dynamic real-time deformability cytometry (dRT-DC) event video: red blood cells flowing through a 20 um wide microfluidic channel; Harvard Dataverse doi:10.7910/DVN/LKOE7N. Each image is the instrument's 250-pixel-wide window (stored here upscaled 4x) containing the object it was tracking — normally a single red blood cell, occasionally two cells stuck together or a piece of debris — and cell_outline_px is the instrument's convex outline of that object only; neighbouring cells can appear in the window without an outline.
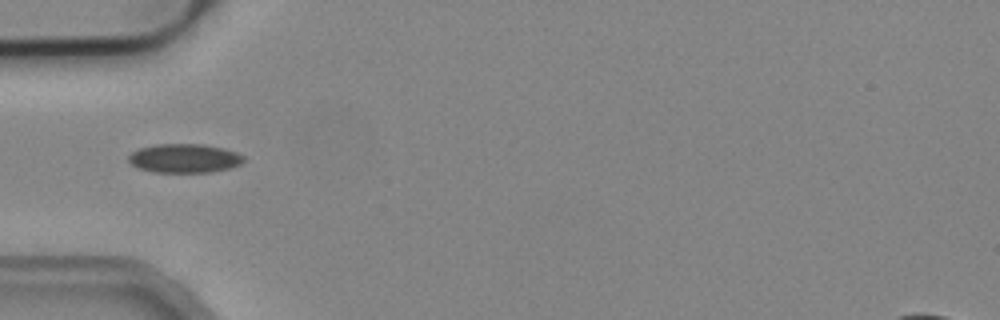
{"species": "common noctule bat (a hibernating species)", "species_latin": "Nyctalus noctula", "temperature_condition": "cold", "stored_images_in_passage": 37, "camera_frame_rate_fps": 3000, "um_per_image_px": 0.085, "animal": {"sex": "male", "body_mass_g": 19.2, "forearm_length_mm": 51.8}, "frame": {"image": 1, "passage_image": 1, "time_ms": 0.0, "image_size_px": [1000, 320], "cell_outline_px": [[244, 160], [240, 164], [228, 168], [212, 172], [152, 172], [136, 168], [128, 160], [128, 156], [132, 152], [140, 148], [156, 144], [204, 144], [224, 148], [236, 152], [244, 156]], "centroid_in_image_um": [15.66, 13.45], "position_along_channel_um": 69.3, "area_um2": 19.48}}
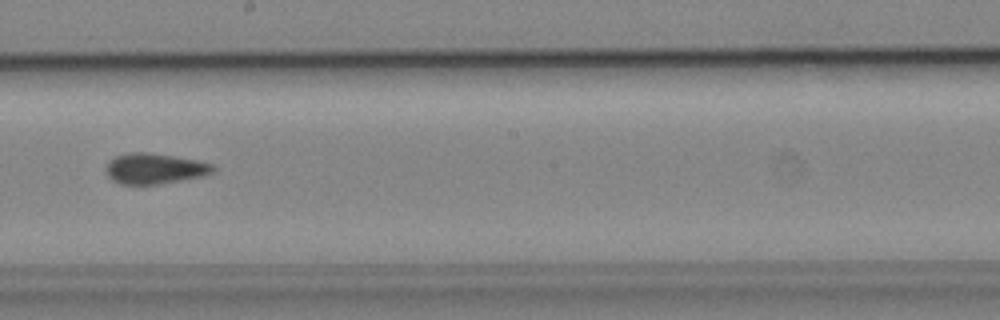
{"frame": {"image": 2, "passage_image": 14, "time_ms": 4.333, "image_size_px": [1000, 320], "cell_outline_px": [[216, 168], [212, 172], [204, 176], [156, 184], [120, 184], [112, 180], [108, 176], [104, 168], [108, 160], [116, 156], [128, 152], [148, 152], [196, 160], [212, 164]], "centroid_in_image_um": [13.09, 14.32], "position_along_channel_um": 235.1, "area_um2": 19.07}}
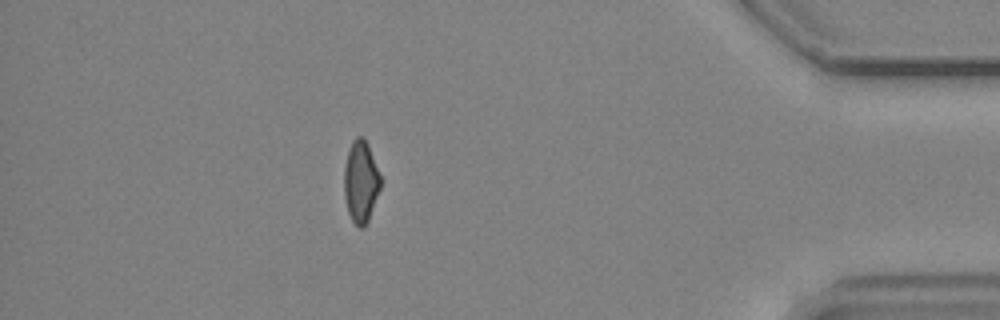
{"frame": {"image": 3, "passage_image": 31, "time_ms": 10.0, "image_size_px": [1000, 320], "cell_outline_px": [[384, 180], [368, 220], [364, 228], [360, 228], [352, 220], [348, 212], [344, 196], [344, 168], [348, 152], [352, 140], [356, 136], [364, 136], [368, 144]], "centroid_in_image_um": [30.7, 15.41], "position_along_channel_um": 404.5, "area_um2": 17.8}, "authors_computed_cell_mechanics": {"area_um2": 18.9006, "velocity_mm_per_s": 3.8183, "shape_relaxation_time_tau1_ms": null, "shape_relaxation_time_tau2_ms": 3.3954, "deformation_change_tau1": null, "deformation_change_tau2": 0.0713}}